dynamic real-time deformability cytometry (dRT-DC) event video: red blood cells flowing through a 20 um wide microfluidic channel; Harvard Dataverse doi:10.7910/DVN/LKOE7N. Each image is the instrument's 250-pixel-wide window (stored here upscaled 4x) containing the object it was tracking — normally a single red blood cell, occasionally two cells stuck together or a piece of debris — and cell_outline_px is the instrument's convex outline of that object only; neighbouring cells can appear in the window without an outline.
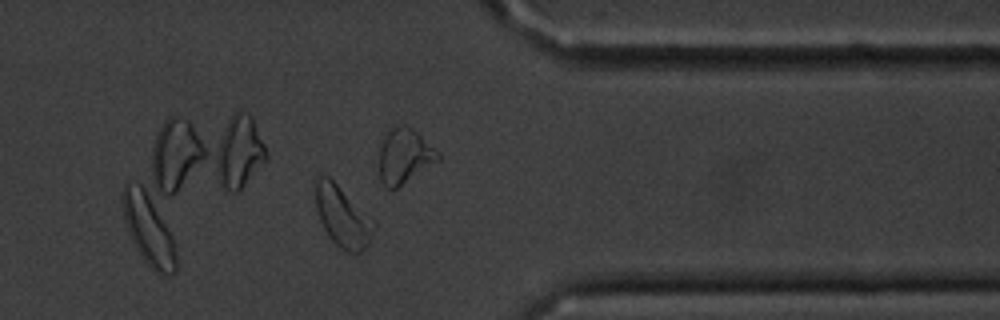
{"species": "common noctule bat (a hibernating species)", "species_latin": "Nyctalus noctula", "temperature_condition": "cold", "stored_images_in_passage": 15, "camera_frame_rate_fps": 3000, "um_per_image_px": 0.085, "animal": {"sex": "male", "body_mass_g": 20.1, "forearm_length_mm": 53.5}, "frame": {"image": 1, "passage_image": 13, "time_ms": 14.667, "image_size_px": [1000, 320], "cell_outline_px": [[376, 224], [364, 248], [360, 252], [348, 252], [340, 248], [328, 236], [320, 220], [316, 208], [312, 180], [320, 172], [328, 176], [376, 220]], "centroid_in_image_um": [29.05, 18.31], "position_along_channel_um": 382.3, "area_um2": 21.04}, "authors_computed_cell_mechanics": {"area_um2": 19.5942, "velocity_mm_per_s": 3.3961, "shape_relaxation_time_tau1_ms": 4.0779, "shape_relaxation_time_tau2_ms": 2.5595, "deformation_change_tau1": 0.1463, "deformation_change_tau2": 0.082}}